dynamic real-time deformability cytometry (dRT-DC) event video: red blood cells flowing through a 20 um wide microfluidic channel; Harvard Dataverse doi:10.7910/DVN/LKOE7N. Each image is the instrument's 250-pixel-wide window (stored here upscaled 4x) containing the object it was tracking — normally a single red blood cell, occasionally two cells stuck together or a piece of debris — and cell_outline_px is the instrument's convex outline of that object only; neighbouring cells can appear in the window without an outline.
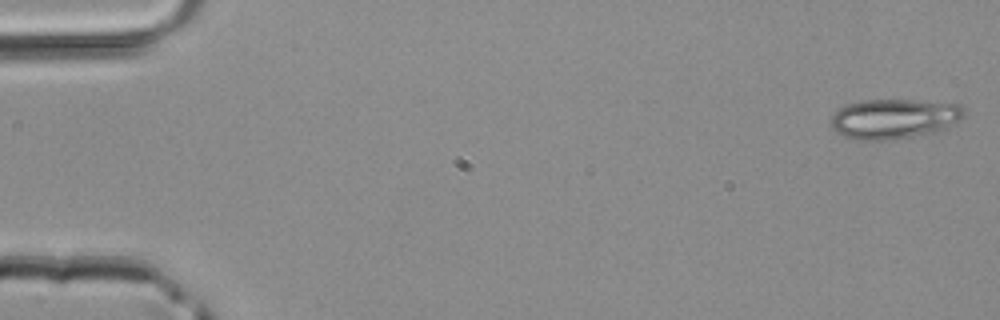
{"species": "common noctule bat (a hibernating species)", "species_latin": "Nyctalus noctula", "temperature_condition": "room temperature", "stored_images_in_passage": 5, "camera_frame_rate_fps": 3000, "um_per_image_px": 0.085, "animal": {"sex": "male", "body_mass_g": 20.4}, "frame": {"image": 1, "passage_image": 1, "time_ms": 0.0, "image_size_px": [1000, 320], "cell_outline_px": [[964, 116], [960, 120], [944, 128], [932, 132], [888, 140], [856, 140], [844, 136], [836, 132], [832, 128], [832, 116], [840, 108], [848, 104], [864, 100], [916, 100], [960, 104], [964, 108]], "centroid_in_image_um": [75.99, 10.08], "position_along_channel_um": 9.0, "area_um2": 30.63}}